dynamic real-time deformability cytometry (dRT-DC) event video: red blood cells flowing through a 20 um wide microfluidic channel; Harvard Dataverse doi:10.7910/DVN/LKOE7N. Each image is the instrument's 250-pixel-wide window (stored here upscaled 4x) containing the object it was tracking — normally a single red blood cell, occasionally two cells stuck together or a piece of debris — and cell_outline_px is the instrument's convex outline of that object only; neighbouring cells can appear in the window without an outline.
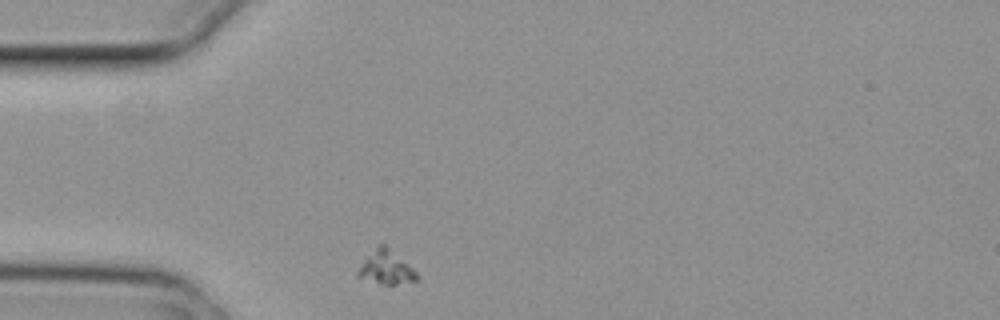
{"species": "common noctule bat (a hibernating species)", "species_latin": "Nyctalus noctula", "temperature_condition": "cold", "stored_images_in_passage": 7, "camera_frame_rate_fps": 3000, "um_per_image_px": 0.085, "animal": {"sex": "female", "body_mass_g": 29.2, "forearm_length_mm": 56.3}, "frame": {"image": 1, "passage_image": 1, "time_ms": 0.0, "image_size_px": [1000, 320], "cell_outline_px": [[420, 276], [416, 280], [396, 284], [380, 284], [356, 276], [356, 272], [364, 260], [380, 244], [384, 244], [412, 268]], "centroid_in_image_um": [32.81, 22.77], "position_along_channel_um": 52.2, "area_um2": 11.1}}
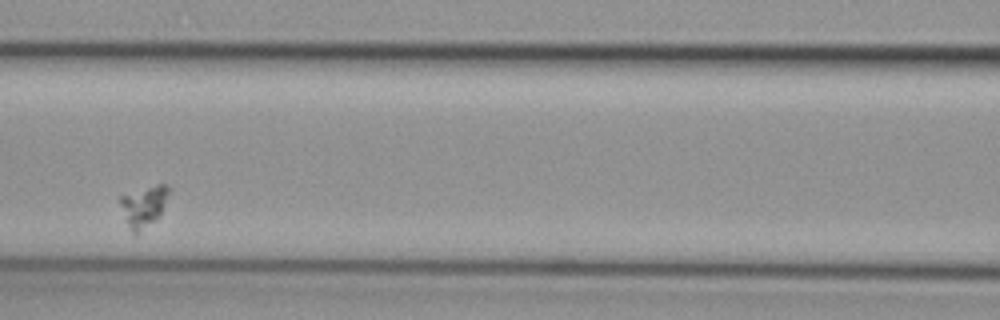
{"frame": {"image": 2, "passage_image": 4, "time_ms": 1.0, "image_size_px": [1000, 320], "cell_outline_px": [[172, 188], [160, 216], [156, 220], [136, 236], [132, 232], [128, 224], [120, 204], [120, 196], [156, 184], [168, 184]], "centroid_in_image_um": [12.28, 17.52], "position_along_channel_um": 154.3, "area_um2": 11.73}}
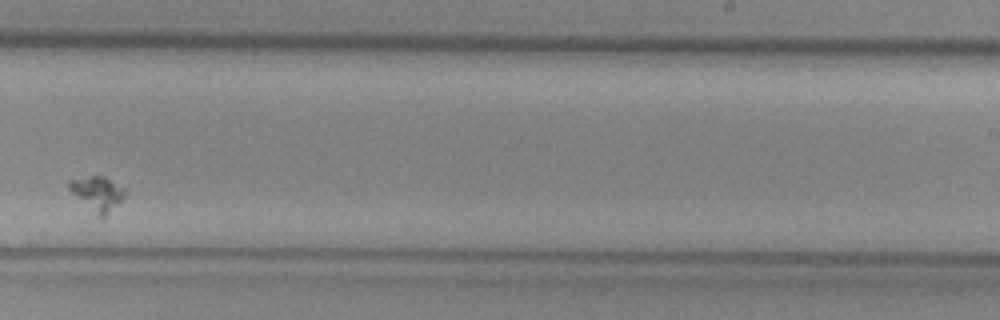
{"frame": {"image": 3, "passage_image": 7, "time_ms": 2.0, "image_size_px": [1000, 320], "cell_outline_px": [[128, 192], [120, 204], [100, 220], [68, 188], [68, 180], [88, 176], [104, 176], [128, 188]], "centroid_in_image_um": [8.36, 16.46], "position_along_channel_um": 280.6, "area_um2": 11.62}}